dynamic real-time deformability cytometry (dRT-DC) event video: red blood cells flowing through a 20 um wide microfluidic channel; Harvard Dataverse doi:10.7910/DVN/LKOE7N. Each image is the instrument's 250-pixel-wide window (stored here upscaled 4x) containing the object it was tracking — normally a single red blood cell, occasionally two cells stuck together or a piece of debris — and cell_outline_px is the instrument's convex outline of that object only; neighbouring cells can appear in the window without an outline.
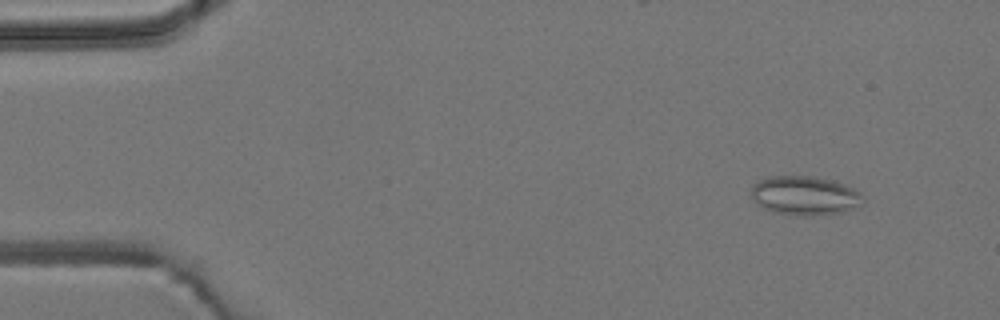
{"species": "common noctule bat (a hibernating species)", "species_latin": "Nyctalus noctula", "temperature_condition": "room temperature", "stored_images_in_passage": 5, "camera_frame_rate_fps": 3000, "um_per_image_px": 0.085, "animal": {"sex": "male", "body_mass_g": 19.2, "forearm_length_mm": 51.8}, "frame": {"image": 1, "passage_image": 2, "time_ms": 1.0, "image_size_px": [1000, 320], "cell_outline_px": [[864, 204], [844, 212], [812, 216], [788, 216], [772, 212], [760, 208], [756, 204], [752, 196], [752, 184], [768, 176], [812, 176], [836, 180], [860, 192], [864, 200]], "centroid_in_image_um": [68.4, 16.65], "position_along_channel_um": 16.6, "area_um2": 26.13}}